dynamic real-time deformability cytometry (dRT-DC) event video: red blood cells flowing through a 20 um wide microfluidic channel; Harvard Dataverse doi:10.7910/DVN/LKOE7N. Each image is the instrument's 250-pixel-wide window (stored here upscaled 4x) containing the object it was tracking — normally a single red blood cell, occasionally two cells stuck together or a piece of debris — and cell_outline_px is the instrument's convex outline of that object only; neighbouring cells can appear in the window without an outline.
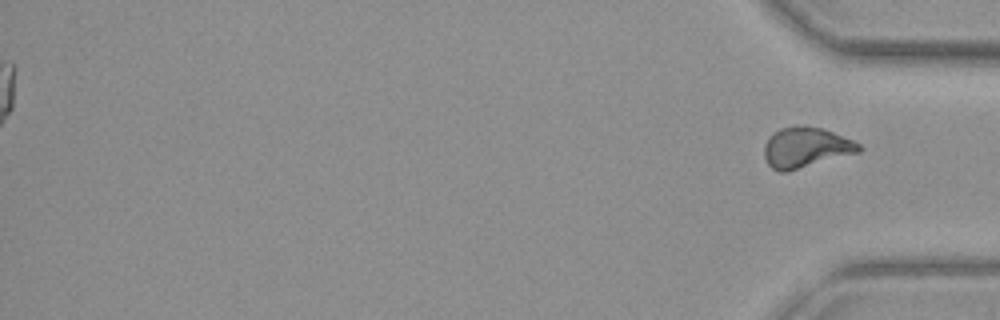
{"species": "common noctule bat (a hibernating species)", "species_latin": "Nyctalus noctula", "temperature_condition": "warm", "stored_images_in_passage": 42, "segment_of_instrument_passage": [2, 2], "camera_frame_rate_fps": 3000, "um_per_image_px": 0.085, "animal": {"sex": "female", "body_mass_g": 29.2, "forearm_length_mm": 56.3}, "frame": {"image": 1, "passage_image": 42, "time_ms": 13.667, "image_size_px": [1000, 320], "cell_outline_px": [[864, 148], [860, 152], [788, 172], [780, 172], [772, 168], [768, 164], [764, 156], [764, 144], [768, 136], [772, 132], [780, 128], [792, 124], [800, 124], [824, 128], [852, 140], [860, 144]], "centroid_in_image_um": [68.48, 12.51], "position_along_channel_um": 366.7, "area_um2": 22.89}}